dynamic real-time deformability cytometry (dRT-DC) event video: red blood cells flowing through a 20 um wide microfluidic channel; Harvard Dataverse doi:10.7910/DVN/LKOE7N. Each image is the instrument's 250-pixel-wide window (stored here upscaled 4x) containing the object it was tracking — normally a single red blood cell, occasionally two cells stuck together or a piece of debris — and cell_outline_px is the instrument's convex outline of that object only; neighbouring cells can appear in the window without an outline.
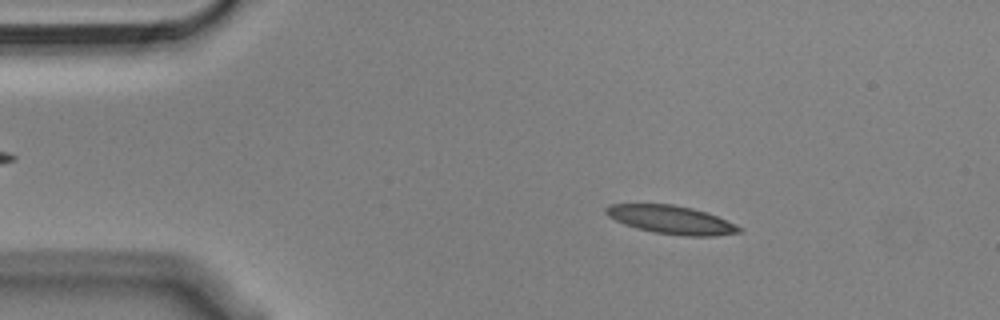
{"species": "Egyptian fruit bat (a non-hibernating species)", "species_latin": "Rousettus aegyptiacus", "temperature_condition": "cold", "stored_images_in_passage": 50, "camera_frame_rate_fps": 3000, "um_per_image_px": 0.085, "animal": {"sex": "male"}, "frame": {"image": 1, "passage_image": 4, "time_ms": 1.0, "image_size_px": [1000, 320], "cell_outline_px": [[744, 228], [740, 232], [716, 236], [684, 236], [656, 232], [636, 228], [624, 224], [608, 216], [604, 212], [604, 208], [608, 204], [672, 204], [692, 208], [708, 212], [736, 224]], "centroid_in_image_um": [57.07, 18.67], "position_along_channel_um": 27.9, "area_um2": 22.08}}
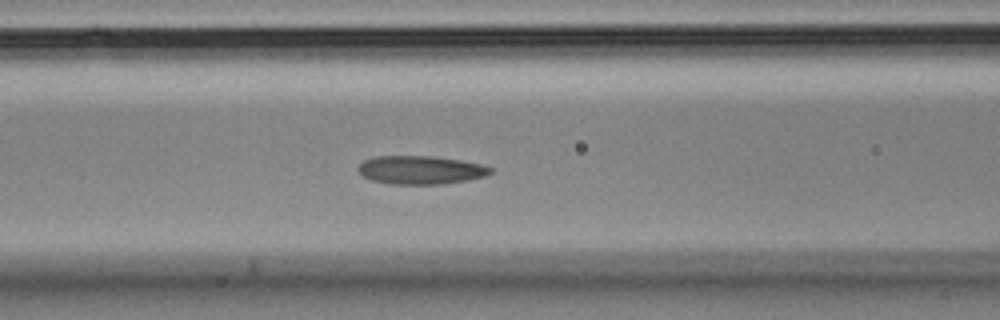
{"frame": {"image": 2, "passage_image": 17, "time_ms": 5.333, "image_size_px": [1000, 320], "cell_outline_px": [[492, 172], [484, 176], [468, 180], [440, 184], [388, 184], [372, 180], [364, 176], [356, 168], [364, 160], [376, 156], [432, 156], [460, 160], [480, 164], [492, 168]], "centroid_in_image_um": [35.73, 14.45], "position_along_channel_um": 130.9, "area_um2": 21.79}}
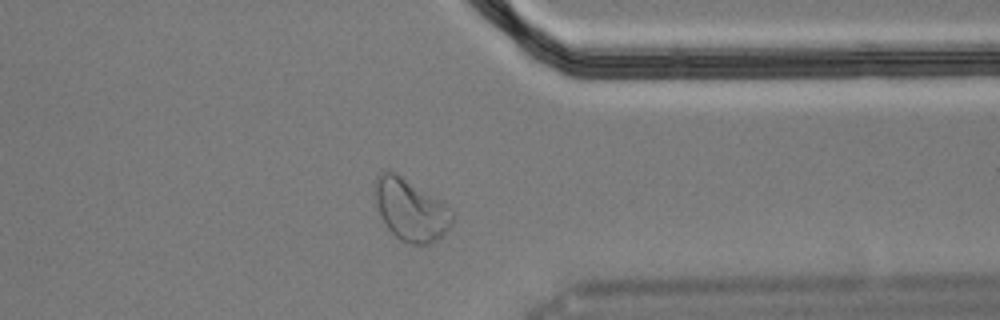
{"frame": {"image": 3, "passage_image": 38, "time_ms": 12.333, "image_size_px": [1000, 320], "cell_outline_px": [[456, 216], [452, 224], [436, 240], [428, 244], [408, 244], [400, 240], [384, 224], [376, 200], [376, 176], [380, 172], [396, 172], [448, 204]], "centroid_in_image_um": [34.96, 17.83], "position_along_channel_um": 376.4, "area_um2": 27.8}, "authors_computed_cell_mechanics": {"area_um2": 22.0507, "velocity_mm_per_s": 3.5906, "shape_relaxation_time_tau1_ms": 5.057, "shape_relaxation_time_tau2_ms": 1.9622, "deformation_change_tau1": 0.1756, "deformation_change_tau2": 0.0833}}